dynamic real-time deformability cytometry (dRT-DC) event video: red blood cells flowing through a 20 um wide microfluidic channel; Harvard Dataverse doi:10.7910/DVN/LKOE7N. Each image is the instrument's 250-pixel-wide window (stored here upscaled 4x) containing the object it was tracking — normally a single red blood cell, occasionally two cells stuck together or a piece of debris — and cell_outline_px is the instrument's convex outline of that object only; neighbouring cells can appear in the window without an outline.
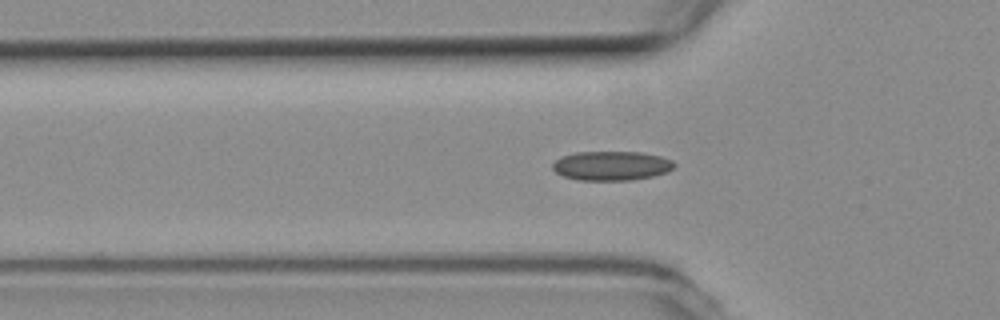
{"species": "common noctule bat (a hibernating species)", "species_latin": "Nyctalus noctula", "temperature_condition": "room temperature", "stored_images_in_passage": 46, "camera_frame_rate_fps": 3000, "um_per_image_px": 0.085, "animal": {"sex": "female", "body_mass_g": 19.3, "forearm_length_mm": 54.1}, "frame": {"image": 1, "passage_image": 17, "time_ms": 5.333, "image_size_px": [1000, 320], "cell_outline_px": [[676, 164], [668, 172], [652, 176], [632, 180], [576, 180], [564, 176], [556, 172], [552, 168], [552, 164], [560, 156], [576, 152], [640, 152], [660, 156], [672, 160]], "centroid_in_image_um": [51.96, 14.09], "position_along_channel_um": 73.8, "area_um2": 20.81}}
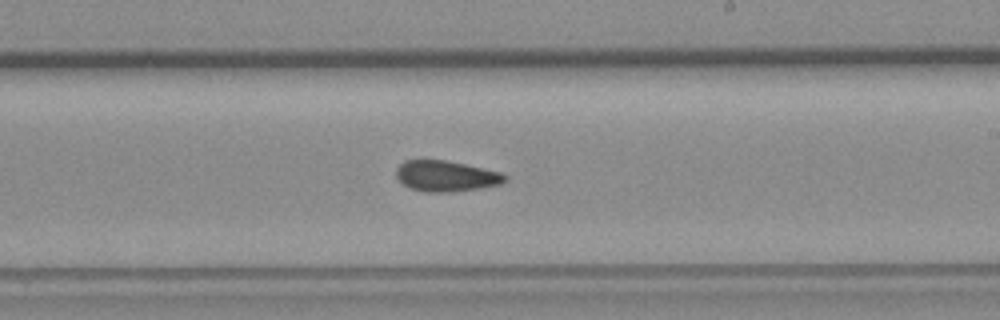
{"frame": {"image": 2, "passage_image": 31, "time_ms": 10.0, "image_size_px": [1000, 320], "cell_outline_px": [[508, 180], [500, 184], [480, 188], [452, 192], [424, 192], [408, 188], [396, 176], [396, 168], [404, 160], [444, 160], [484, 168], [500, 172], [508, 176]], "centroid_in_image_um": [37.91, 14.97], "position_along_channel_um": 251.1, "area_um2": 19.59}}
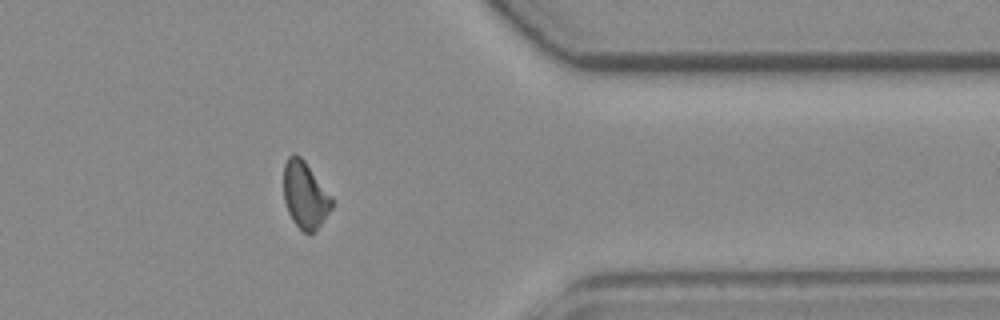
{"frame": {"image": 3, "passage_image": 43, "time_ms": 14.0, "image_size_px": [1000, 320], "cell_outline_px": [[332, 208], [320, 224], [312, 232], [304, 232], [292, 220], [288, 212], [284, 200], [284, 164], [288, 156], [292, 152], [300, 156], [304, 160], [332, 196]], "centroid_in_image_um": [25.91, 16.53], "position_along_channel_um": 385.5, "area_um2": 18.55}, "authors_computed_cell_mechanics": {"area_um2": 19.6809, "velocity_mm_per_s": 3.7919, "shape_relaxation_time_tau1_ms": null, "shape_relaxation_time_tau2_ms": 4.0609, "deformation_change_tau1": null, "deformation_change_tau2": 0.097}}